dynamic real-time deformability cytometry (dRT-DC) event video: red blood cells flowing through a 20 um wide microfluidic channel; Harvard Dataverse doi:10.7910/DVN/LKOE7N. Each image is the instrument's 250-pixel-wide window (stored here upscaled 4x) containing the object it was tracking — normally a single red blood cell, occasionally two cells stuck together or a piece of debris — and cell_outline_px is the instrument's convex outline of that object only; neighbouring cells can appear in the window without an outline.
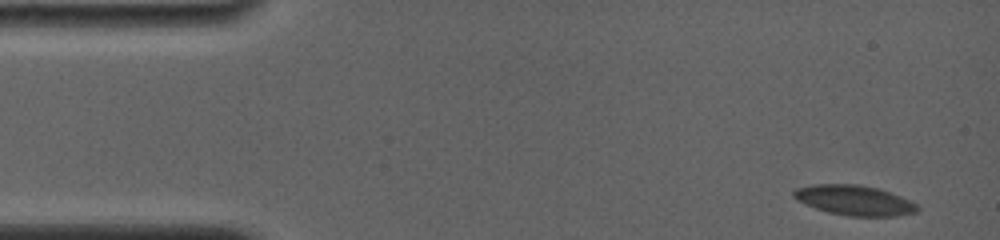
{"species": "common noctule bat (a hibernating species)", "species_latin": "Nyctalus noctula", "temperature_condition": "room temperature", "stored_images_in_passage": 4, "camera_frame_rate_fps": 4000, "um_per_image_px": 0.085, "animal": {"sex": "female", "body_mass_g": 19.0, "forearm_length_mm": 56.7}, "frame": {"image": 1, "passage_image": 1, "time_ms": 0.0, "image_size_px": [1000, 240], "cell_outline_px": [[920, 208], [916, 212], [896, 216], [848, 216], [828, 212], [804, 204], [796, 200], [792, 196], [792, 192], [796, 188], [816, 184], [856, 184], [876, 188], [900, 196], [916, 204]], "centroid_in_image_um": [72.58, 17.03], "position_along_channel_um": 12.4, "area_um2": 21.5}}
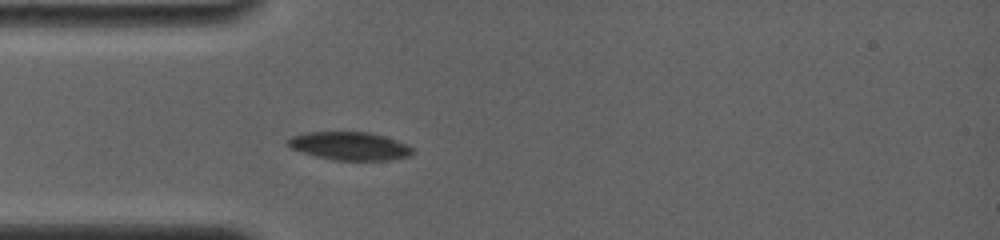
{"frame": {"image": 2, "passage_image": 4, "time_ms": 4.0, "image_size_px": [1000, 240], "cell_outline_px": [[412, 152], [408, 156], [388, 160], [332, 160], [316, 156], [292, 148], [288, 144], [288, 140], [292, 136], [304, 132], [368, 132], [384, 136], [408, 144], [412, 148]], "centroid_in_image_um": [29.73, 12.4], "position_along_channel_um": 55.3, "area_um2": 20.23}}